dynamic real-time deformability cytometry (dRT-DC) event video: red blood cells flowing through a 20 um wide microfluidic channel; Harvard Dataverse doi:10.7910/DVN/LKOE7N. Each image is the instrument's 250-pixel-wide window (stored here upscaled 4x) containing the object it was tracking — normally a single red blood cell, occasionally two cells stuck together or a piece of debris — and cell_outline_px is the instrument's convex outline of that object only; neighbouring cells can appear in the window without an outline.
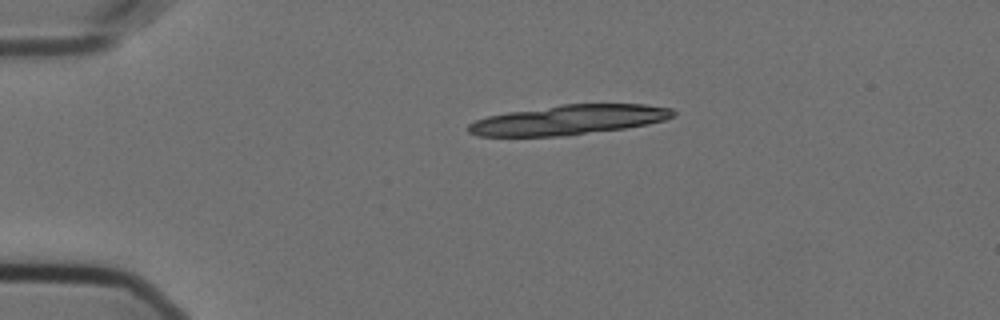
{"species": "Egyptian fruit bat (a non-hibernating species)", "species_latin": "Rousettus aegyptiacus", "temperature_condition": "cold", "stored_images_in_passage": 10, "camera_frame_rate_fps": 3000, "um_per_image_px": 0.085, "animal": {"sex": "female"}, "frame": {"image": 1, "passage_image": 2, "time_ms": 0.333, "image_size_px": [1000, 320], "cell_outline_px": [[676, 116], [664, 120], [648, 124], [624, 128], [560, 136], [480, 136], [468, 132], [468, 124], [476, 120], [488, 116], [508, 112], [564, 104], [644, 104], [672, 108], [676, 112]], "centroid_in_image_um": [48.38, 10.18], "position_along_channel_um": 36.6, "area_um2": 35.26}}